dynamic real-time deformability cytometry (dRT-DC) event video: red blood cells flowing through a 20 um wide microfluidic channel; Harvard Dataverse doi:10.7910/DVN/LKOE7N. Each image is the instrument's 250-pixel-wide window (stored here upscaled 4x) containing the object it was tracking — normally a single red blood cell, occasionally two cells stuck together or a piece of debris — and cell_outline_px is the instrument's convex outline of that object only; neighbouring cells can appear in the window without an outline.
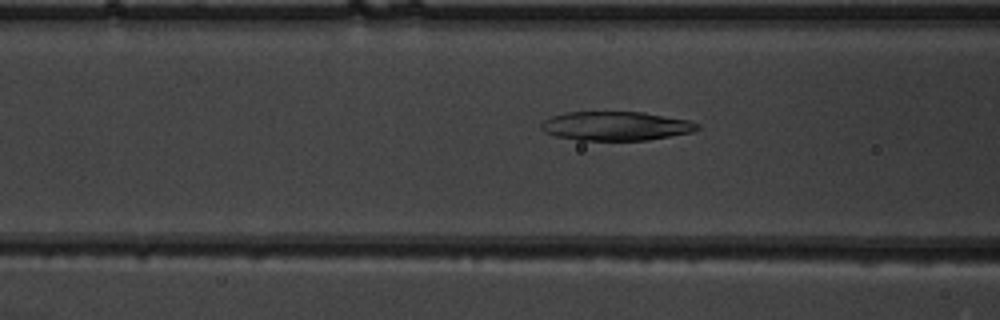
{"species": "common noctule bat (a hibernating species)", "species_latin": "Nyctalus noctula", "temperature_condition": "warm", "stored_images_in_passage": 35, "camera_frame_rate_fps": 3000, "um_per_image_px": 0.085, "animal": {"sex": "male", "body_mass_g": 19.5, "forearm_length_mm": 54.6}, "frame": {"image": 1, "passage_image": 4, "time_ms": 1.0, "image_size_px": [1000, 320], "cell_outline_px": [[700, 128], [692, 132], [648, 140], [580, 140], [556, 136], [544, 132], [540, 128], [540, 124], [544, 120], [552, 116], [568, 112], [644, 112], [692, 120], [700, 124]], "centroid_in_image_um": [52.39, 10.7], "position_along_channel_um": 114.2, "area_um2": 26.53}}
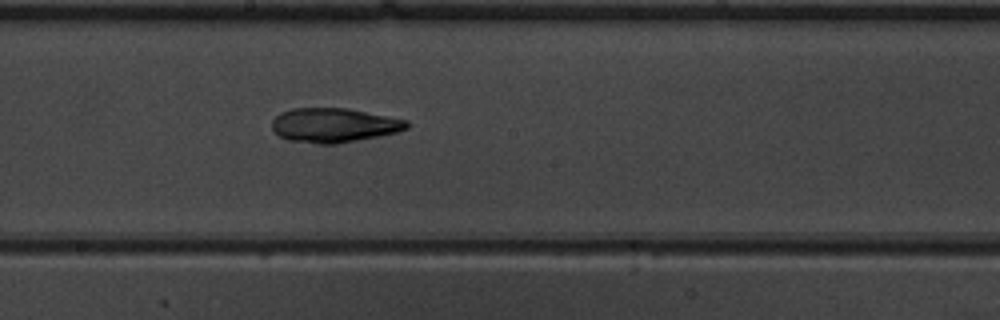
{"frame": {"image": 2, "passage_image": 12, "time_ms": 3.667, "image_size_px": [1000, 320], "cell_outline_px": [[412, 124], [408, 128], [396, 132], [380, 136], [336, 144], [316, 144], [288, 140], [276, 136], [272, 128], [272, 120], [280, 112], [292, 108], [348, 108], [408, 120]], "centroid_in_image_um": [28.37, 10.64], "position_along_channel_um": 219.8, "area_um2": 27.34}}
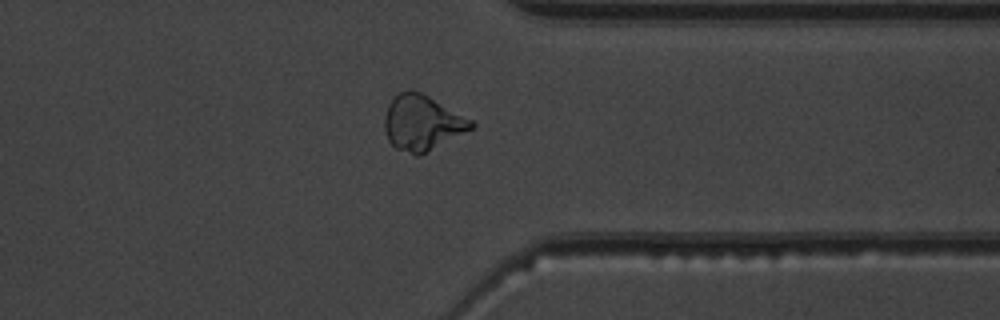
{"frame": {"image": 3, "passage_image": 24, "time_ms": 7.667, "image_size_px": [1000, 320], "cell_outline_px": [[476, 124], [472, 128], [420, 156], [416, 156], [396, 148], [388, 140], [384, 128], [384, 116], [388, 104], [400, 92], [412, 88], [428, 96], [472, 120]], "centroid_in_image_um": [35.85, 10.44], "position_along_channel_um": 375.5, "area_um2": 27.69}}